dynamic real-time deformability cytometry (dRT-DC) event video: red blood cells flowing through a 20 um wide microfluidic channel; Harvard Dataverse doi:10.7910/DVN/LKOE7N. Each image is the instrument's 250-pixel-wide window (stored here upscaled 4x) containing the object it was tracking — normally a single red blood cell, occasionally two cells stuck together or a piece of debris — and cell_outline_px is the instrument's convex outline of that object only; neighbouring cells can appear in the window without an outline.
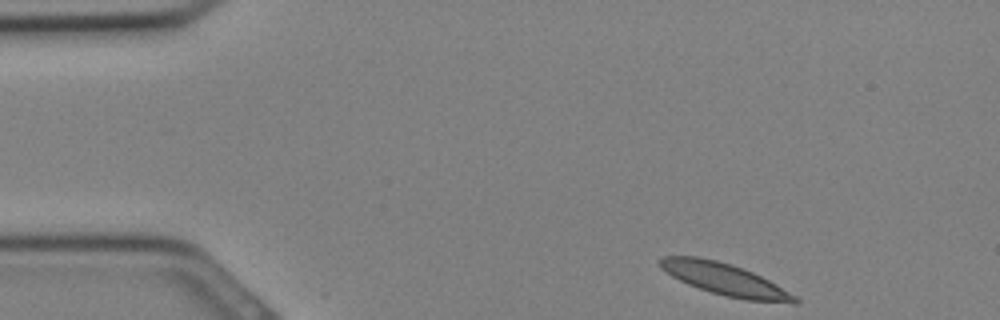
{"species": "Egyptian fruit bat (a non-hibernating species)", "species_latin": "Rousettus aegyptiacus", "temperature_condition": "cold", "stored_images_in_passage": 13, "camera_frame_rate_fps": 3000, "um_per_image_px": 0.085, "animal": {"sex": "female"}, "frame": {"image": 1, "passage_image": 1, "time_ms": 0.0, "image_size_px": [1000, 320], "cell_outline_px": [[800, 300], [796, 304], [792, 304], [744, 300], [724, 296], [688, 284], [672, 276], [660, 268], [656, 260], [664, 256], [700, 256], [732, 264], [744, 268], [776, 284], [796, 296]], "centroid_in_image_um": [61.62, 23.74], "position_along_channel_um": 23.4, "area_um2": 25.32}}
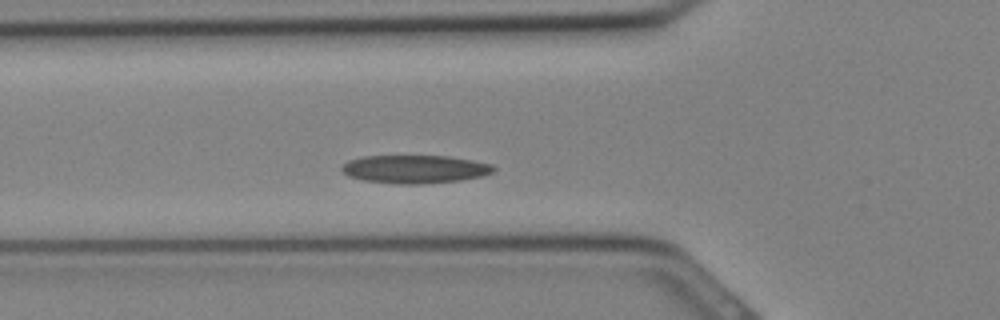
{"frame": {"image": 2, "passage_image": 8, "time_ms": 2.333, "image_size_px": [1000, 320], "cell_outline_px": [[496, 168], [492, 172], [480, 176], [460, 180], [420, 184], [400, 184], [364, 180], [348, 176], [340, 168], [348, 160], [364, 156], [448, 156], [492, 164]], "centroid_in_image_um": [35.24, 14.37], "position_along_channel_um": 90.6, "area_um2": 24.68}}
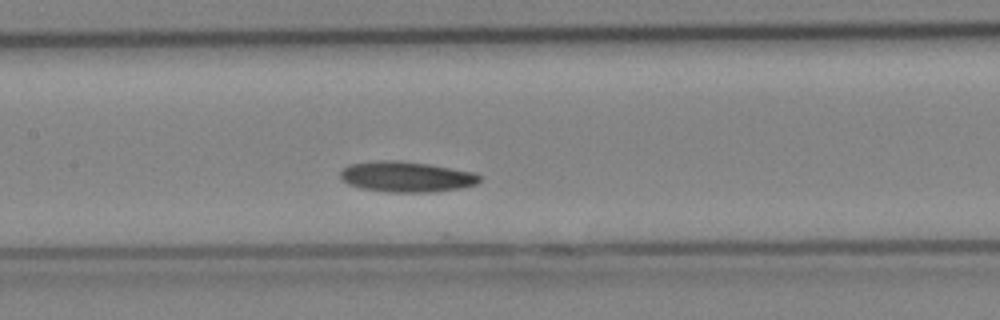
{"frame": {"image": 3, "passage_image": 12, "time_ms": 3.667, "image_size_px": [1000, 320], "cell_outline_px": [[480, 180], [476, 184], [460, 188], [436, 192], [388, 192], [360, 188], [348, 184], [340, 180], [340, 172], [348, 164], [376, 160], [400, 160], [428, 164], [472, 172], [480, 176]], "centroid_in_image_um": [34.49, 15.02], "position_along_channel_um": 172.9, "area_um2": 24.91}}